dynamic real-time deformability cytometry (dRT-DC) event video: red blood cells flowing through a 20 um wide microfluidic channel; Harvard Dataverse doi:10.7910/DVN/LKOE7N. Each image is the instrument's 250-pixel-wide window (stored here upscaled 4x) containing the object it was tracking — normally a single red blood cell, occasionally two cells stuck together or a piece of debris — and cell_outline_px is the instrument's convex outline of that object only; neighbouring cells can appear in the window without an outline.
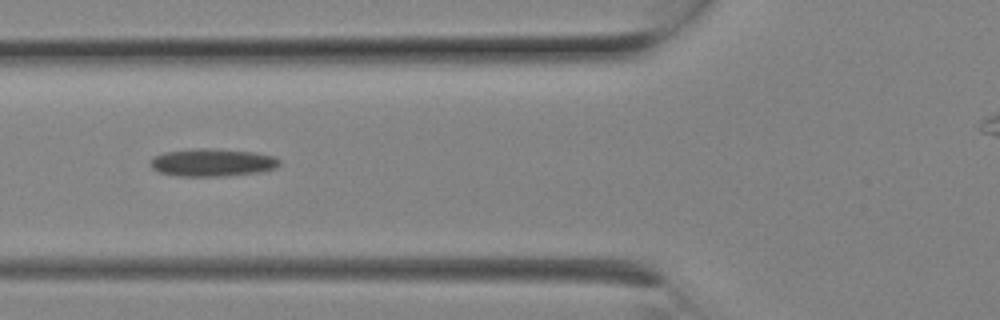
{"species": "Egyptian fruit bat (a non-hibernating species)", "species_latin": "Rousettus aegyptiacus", "temperature_condition": "room temperature", "stored_images_in_passage": 4, "camera_frame_rate_fps": 3000, "um_per_image_px": 0.085, "animal": {"sex": "female"}, "frame": {"image": 1, "passage_image": 3, "time_ms": 0.667, "image_size_px": [1000, 320], "cell_outline_px": [[280, 164], [276, 168], [260, 172], [224, 176], [176, 176], [160, 172], [152, 168], [148, 164], [152, 156], [164, 152], [200, 148], [252, 152], [272, 156], [280, 160]], "centroid_in_image_um": [18.0, 13.82], "position_along_channel_um": 107.8, "area_um2": 20.75}}
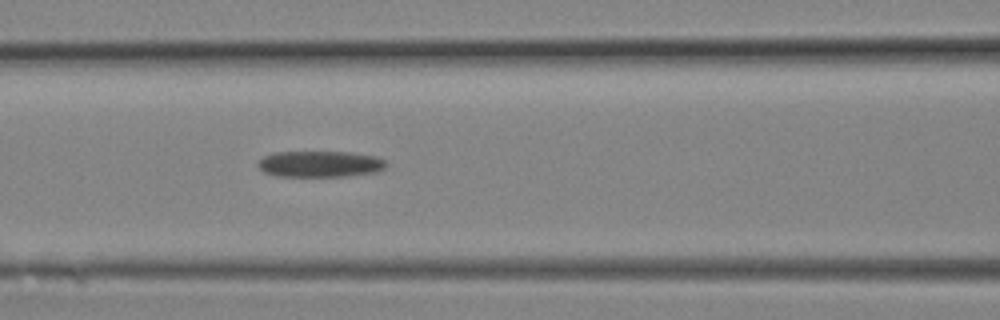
{"frame": {"image": 2, "passage_image": 4, "time_ms": 1.0, "image_size_px": [1000, 320], "cell_outline_px": [[388, 164], [384, 168], [376, 172], [348, 176], [276, 176], [264, 172], [256, 164], [256, 160], [272, 152], [352, 152], [376, 156], [384, 160]], "centroid_in_image_um": [27.18, 13.93], "position_along_channel_um": 139.4, "area_um2": 19.77}}